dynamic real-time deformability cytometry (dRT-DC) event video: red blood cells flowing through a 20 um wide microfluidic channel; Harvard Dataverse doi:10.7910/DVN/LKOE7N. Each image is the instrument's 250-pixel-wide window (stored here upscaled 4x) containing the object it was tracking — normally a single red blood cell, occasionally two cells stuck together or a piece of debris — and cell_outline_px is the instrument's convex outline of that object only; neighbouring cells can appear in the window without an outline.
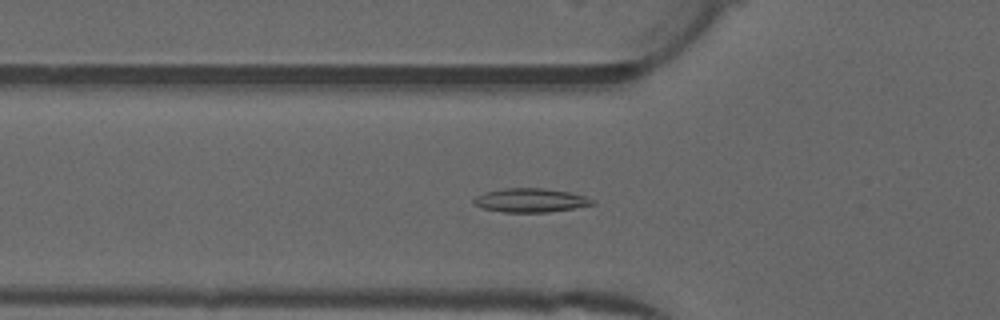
{"species": "common noctule bat (a hibernating species)", "species_latin": "Nyctalus noctula", "temperature_condition": "warm", "stored_images_in_passage": 53, "camera_frame_rate_fps": 3000, "um_per_image_px": 0.085, "animal": {"sex": "male", "forearm_length_mm": 52.5}, "frame": {"image": 1, "passage_image": 18, "time_ms": 5.667, "image_size_px": [1000, 320], "cell_outline_px": [[596, 204], [576, 208], [548, 212], [504, 212], [484, 208], [472, 204], [472, 200], [476, 196], [484, 192], [504, 188], [544, 188], [572, 192], [596, 200]], "centroid_in_image_um": [45.12, 17.02], "position_along_channel_um": 80.7, "area_um2": 16.7}}
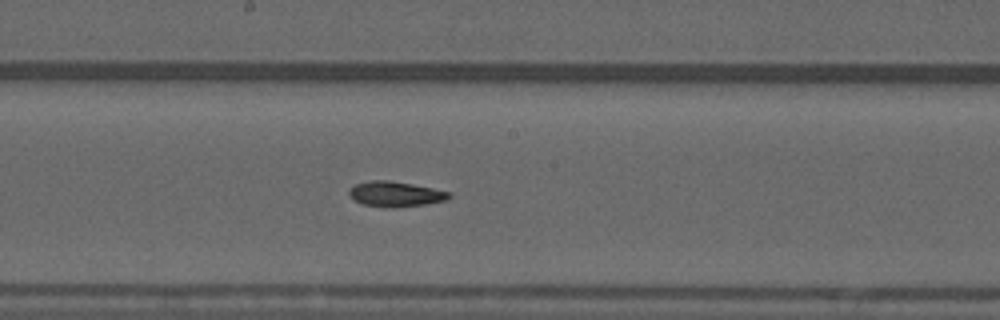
{"frame": {"image": 2, "passage_image": 28, "time_ms": 9.0, "image_size_px": [1000, 320], "cell_outline_px": [[452, 196], [444, 200], [424, 204], [396, 208], [388, 208], [364, 204], [356, 200], [348, 192], [356, 184], [372, 180], [388, 180], [412, 184], [452, 192]], "centroid_in_image_um": [33.66, 16.49], "position_along_channel_um": 214.5, "area_um2": 14.45}}
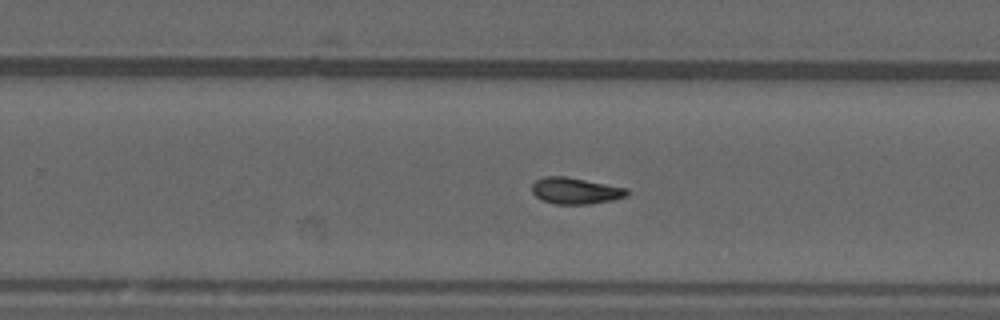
{"frame": {"image": 3, "passage_image": 33, "time_ms": 10.667, "image_size_px": [1000, 320], "cell_outline_px": [[628, 196], [612, 200], [588, 204], [556, 204], [544, 200], [536, 196], [532, 192], [532, 184], [536, 180], [544, 176], [564, 176], [628, 188]], "centroid_in_image_um": [48.92, 16.21], "position_along_channel_um": 280.9, "area_um2": 14.51}, "authors_computed_cell_mechanics": {"area_um2": 14.5656, "velocity_mm_per_s": 4.0013, "shape_relaxation_time_tau1_ms": null, "shape_relaxation_time_tau2_ms": 1.9554, "deformation_change_tau1": null, "deformation_change_tau2": 0.0788}}